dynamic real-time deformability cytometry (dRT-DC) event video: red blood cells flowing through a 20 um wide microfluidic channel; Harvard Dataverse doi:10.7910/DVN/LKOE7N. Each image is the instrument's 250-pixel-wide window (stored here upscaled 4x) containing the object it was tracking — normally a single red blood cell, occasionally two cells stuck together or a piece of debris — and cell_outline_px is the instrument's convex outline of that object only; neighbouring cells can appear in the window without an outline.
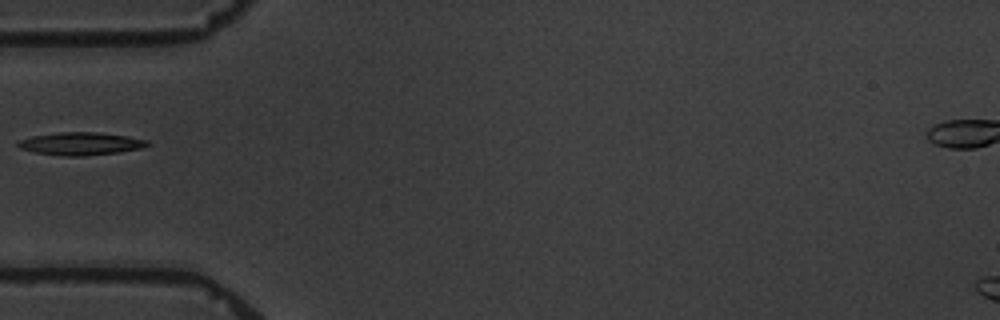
{"species": "common noctule bat (a hibernating species)", "species_latin": "Nyctalus noctula", "temperature_condition": "warm", "stored_images_in_passage": 6, "camera_frame_rate_fps": 3000, "um_per_image_px": 0.085, "animal": {"sex": "male", "body_mass_g": 19.5, "forearm_length_mm": 54.6}, "frame": {"image": 1, "passage_image": 6, "time_ms": 5.667, "image_size_px": [1000, 320], "cell_outline_px": [[152, 144], [140, 148], [116, 152], [84, 156], [64, 156], [36, 152], [20, 148], [16, 144], [16, 140], [32, 136], [60, 132], [100, 132], [128, 136], [148, 140]], "centroid_in_image_um": [6.85, 12.2], "position_along_channel_um": 78.1, "area_um2": 17.17}}